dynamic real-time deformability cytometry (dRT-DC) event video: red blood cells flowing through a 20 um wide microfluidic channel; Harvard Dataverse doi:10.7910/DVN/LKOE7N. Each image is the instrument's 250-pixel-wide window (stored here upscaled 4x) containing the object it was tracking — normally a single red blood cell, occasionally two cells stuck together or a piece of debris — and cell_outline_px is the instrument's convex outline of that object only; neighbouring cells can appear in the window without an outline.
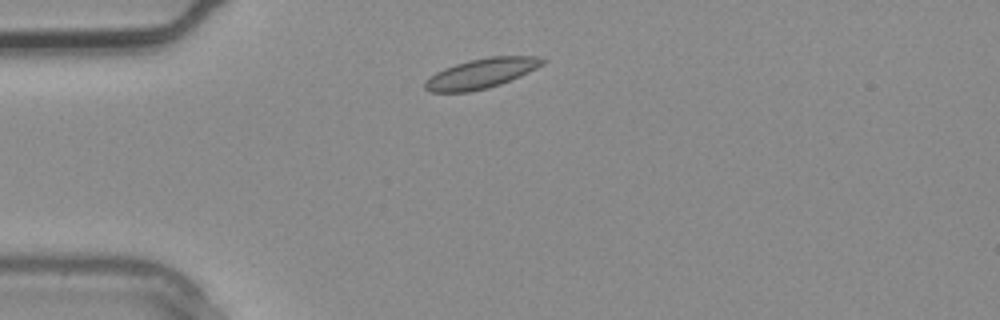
{"species": "common noctule bat (a hibernating species)", "species_latin": "Nyctalus noctula", "temperature_condition": "warm", "stored_images_in_passage": 1, "camera_frame_rate_fps": 3000, "um_per_image_px": 0.085, "animal": {"sex": "male", "body_mass_g": 20.4}, "frame": {"image": 1, "passage_image": 1, "time_ms": 0.0, "image_size_px": [1000, 320], "cell_outline_px": [[548, 60], [544, 64], [520, 76], [500, 84], [488, 88], [468, 92], [432, 92], [424, 88], [424, 84], [436, 72], [444, 68], [456, 64], [488, 56], [536, 56]], "centroid_in_image_um": [40.94, 6.23], "position_along_channel_um": 44.1, "area_um2": 20.23}}